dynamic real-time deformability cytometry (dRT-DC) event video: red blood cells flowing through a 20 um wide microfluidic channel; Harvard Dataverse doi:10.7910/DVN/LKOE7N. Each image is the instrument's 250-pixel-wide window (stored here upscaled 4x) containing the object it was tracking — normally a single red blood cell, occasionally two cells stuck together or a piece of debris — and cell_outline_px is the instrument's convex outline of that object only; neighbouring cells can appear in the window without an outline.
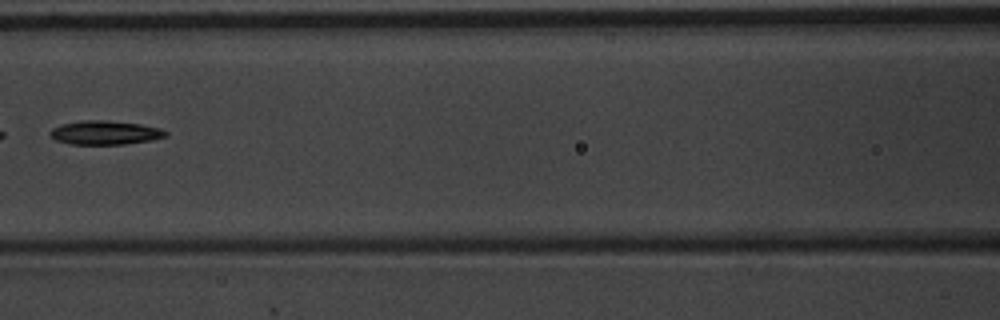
{"species": "common noctule bat (a hibernating species)", "species_latin": "Nyctalus noctula", "temperature_condition": "warm", "stored_images_in_passage": 5, "camera_frame_rate_fps": 3000, "um_per_image_px": 0.085, "animal": {"sex": "male", "body_mass_g": 20.1, "forearm_length_mm": 53.5}, "frame": {"image": 1, "passage_image": 4, "time_ms": 1.0, "image_size_px": [1000, 320], "cell_outline_px": [[168, 136], [152, 140], [124, 144], [68, 144], [56, 140], [48, 132], [52, 128], [60, 124], [80, 120], [108, 120], [140, 124], [160, 128], [168, 132]], "centroid_in_image_um": [8.92, 11.27], "position_along_channel_um": 157.7, "area_um2": 16.24}}
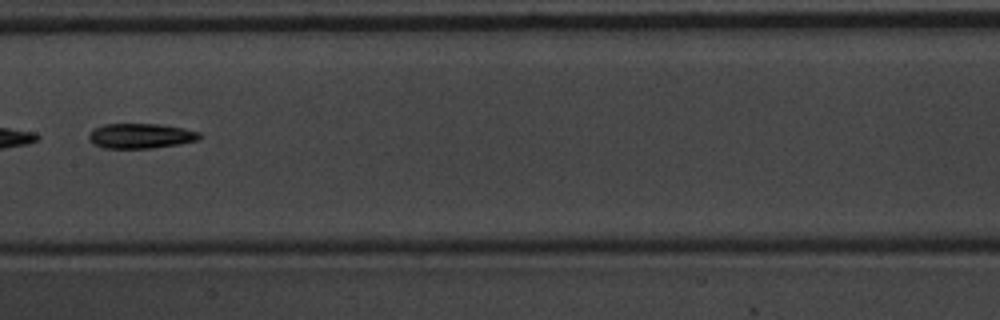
{"frame": {"image": 2, "passage_image": 5, "time_ms": 1.333, "image_size_px": [1000, 320], "cell_outline_px": [[200, 140], [180, 144], [152, 148], [104, 148], [92, 144], [88, 140], [88, 136], [96, 128], [104, 124], [160, 124], [184, 128], [200, 132]], "centroid_in_image_um": [11.98, 11.56], "position_along_channel_um": 195.4, "area_um2": 16.18}}